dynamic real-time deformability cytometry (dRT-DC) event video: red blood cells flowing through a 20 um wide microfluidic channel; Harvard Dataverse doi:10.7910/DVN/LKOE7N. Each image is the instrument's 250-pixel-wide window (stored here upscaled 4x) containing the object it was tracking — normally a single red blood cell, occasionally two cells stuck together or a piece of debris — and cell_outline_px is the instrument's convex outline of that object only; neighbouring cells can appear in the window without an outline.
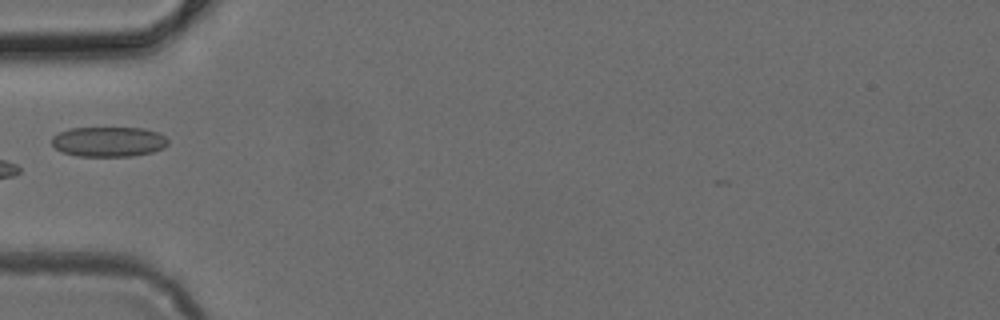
{"species": "common noctule bat (a hibernating species)", "species_latin": "Nyctalus noctula", "temperature_condition": "cold", "stored_images_in_passage": 5, "camera_frame_rate_fps": 3000, "um_per_image_px": 0.085, "animal": {"sex": "female", "body_mass_g": 24.6, "forearm_length_mm": 56.2}, "frame": {"image": 1, "passage_image": 5, "time_ms": 1.333, "image_size_px": [1000, 320], "cell_outline_px": [[168, 144], [164, 148], [152, 152], [132, 156], [76, 156], [64, 152], [56, 148], [52, 144], [52, 136], [68, 128], [144, 128], [156, 132], [164, 136], [168, 140]], "centroid_in_image_um": [9.24, 12.04], "position_along_channel_um": 75.8, "area_um2": 20.29}}